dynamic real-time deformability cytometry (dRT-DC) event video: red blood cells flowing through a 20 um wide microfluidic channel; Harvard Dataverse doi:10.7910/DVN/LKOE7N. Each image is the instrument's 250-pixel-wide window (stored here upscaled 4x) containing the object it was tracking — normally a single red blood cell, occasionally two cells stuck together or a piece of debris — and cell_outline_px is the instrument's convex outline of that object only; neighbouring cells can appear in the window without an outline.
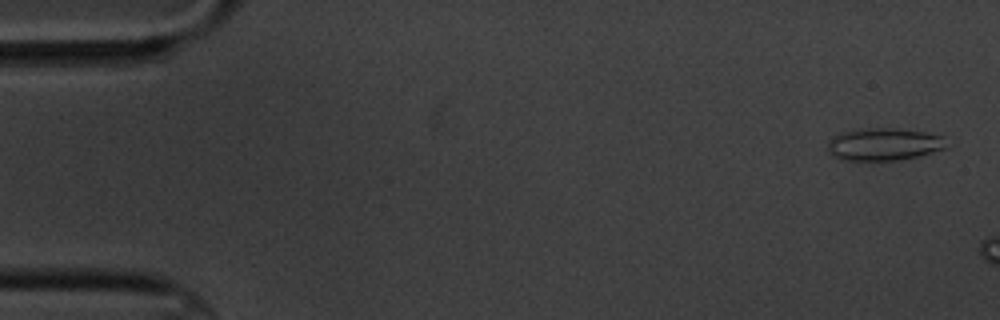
{"species": "common noctule bat (a hibernating species)", "species_latin": "Nyctalus noctula", "temperature_condition": "cold", "stored_images_in_passage": 3, "camera_frame_rate_fps": 3000, "um_per_image_px": 0.085, "animal": {"sex": "male", "body_mass_g": 20.1, "forearm_length_mm": 53.5}, "frame": {"image": 1, "passage_image": 1, "time_ms": 0.0, "image_size_px": [1000, 320], "cell_outline_px": [[948, 148], [900, 160], [840, 160], [832, 156], [828, 152], [828, 140], [832, 136], [840, 132], [868, 128], [896, 128], [924, 132], [944, 136]], "centroid_in_image_um": [75.11, 12.26], "position_along_channel_um": 9.9, "area_um2": 22.66}}